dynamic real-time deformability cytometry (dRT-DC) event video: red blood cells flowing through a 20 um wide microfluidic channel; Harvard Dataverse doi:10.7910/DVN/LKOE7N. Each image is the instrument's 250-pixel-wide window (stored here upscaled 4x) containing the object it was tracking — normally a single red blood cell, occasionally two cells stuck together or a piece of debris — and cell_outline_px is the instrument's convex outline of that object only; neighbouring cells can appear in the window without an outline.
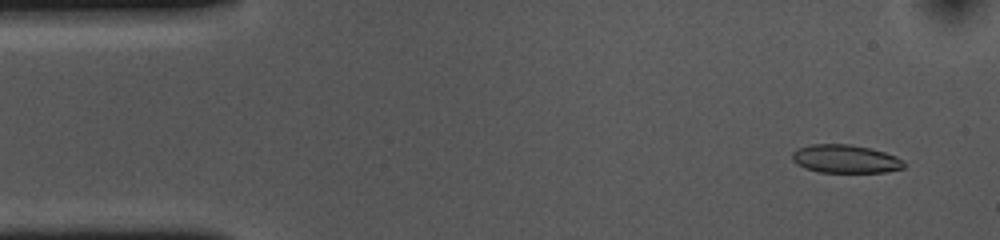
{"species": "common noctule bat (a hibernating species)", "species_latin": "Nyctalus noctula", "temperature_condition": "cold", "stored_images_in_passage": 47, "camera_frame_rate_fps": 3000, "um_per_image_px": 0.085, "animal": {"sex": "female", "body_mass_g": 10.0, "forearm_length_mm": 53.1}, "frame": {"image": 1, "passage_image": 2, "time_ms": 0.333, "image_size_px": [1000, 240], "cell_outline_px": [[904, 168], [884, 172], [820, 172], [804, 168], [796, 164], [792, 160], [792, 152], [796, 148], [812, 144], [852, 144], [884, 152], [896, 156], [904, 160]], "centroid_in_image_um": [71.83, 13.5], "position_along_channel_um": 13.2, "area_um2": 18.5}}
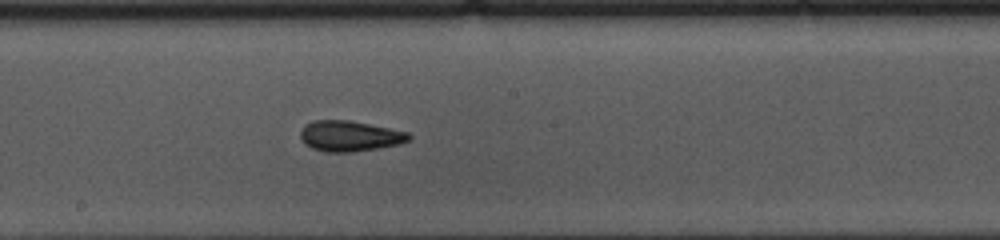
{"frame": {"image": 2, "passage_image": 26, "time_ms": 8.333, "image_size_px": [1000, 240], "cell_outline_px": [[412, 136], [408, 140], [400, 144], [380, 148], [352, 152], [328, 152], [312, 148], [304, 144], [300, 136], [300, 132], [304, 124], [316, 120], [348, 120], [408, 132]], "centroid_in_image_um": [29.71, 11.57], "position_along_channel_um": 218.5, "area_um2": 19.31}}
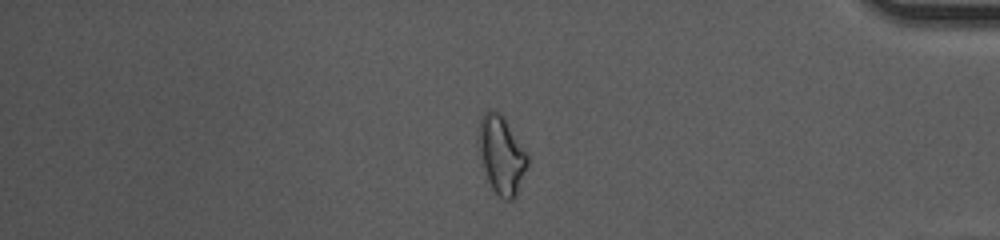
{"frame": {"image": 3, "passage_image": 43, "time_ms": 14.0, "image_size_px": [1000, 240], "cell_outline_px": [[528, 164], [516, 196], [512, 200], [504, 200], [492, 188], [488, 180], [476, 144], [476, 132], [480, 116], [488, 108], [492, 108], [504, 116], [528, 152]], "centroid_in_image_um": [42.6, 13.08], "position_along_channel_um": 392.6, "area_um2": 22.95}, "authors_computed_cell_mechanics": {"area_um2": 18.9006, "velocity_mm_per_s": 3.6576, "shape_relaxation_time_tau1_ms": 9.9529, "shape_relaxation_time_tau2_ms": 4.4562, "deformation_change_tau1": 0.149, "deformation_change_tau2": 0.1045}}